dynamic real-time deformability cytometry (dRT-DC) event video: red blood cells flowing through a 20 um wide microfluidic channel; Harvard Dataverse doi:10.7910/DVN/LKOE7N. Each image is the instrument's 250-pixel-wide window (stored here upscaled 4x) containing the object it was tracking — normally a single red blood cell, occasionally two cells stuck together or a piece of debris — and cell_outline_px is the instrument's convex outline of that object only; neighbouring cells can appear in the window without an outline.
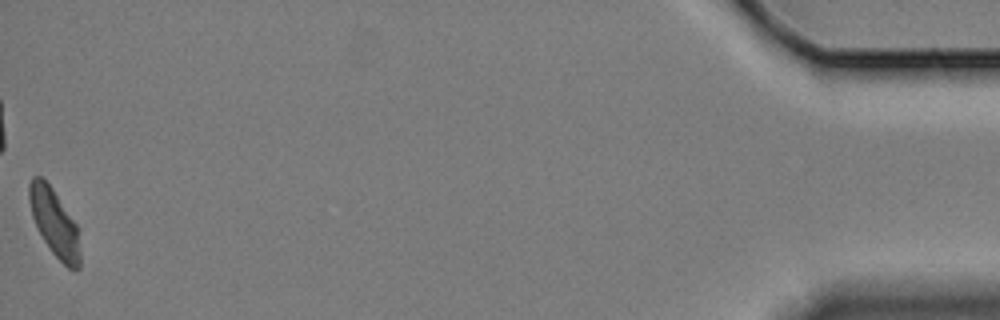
{"species": "Egyptian fruit bat (a non-hibernating species)", "species_latin": "Rousettus aegyptiacus", "temperature_condition": "cold", "stored_images_in_passage": 59, "camera_frame_rate_fps": 3000, "um_per_image_px": 0.085, "animal": {"sex": "female"}, "frame": {"image": 1, "passage_image": 59, "time_ms": 19.333, "image_size_px": [1000, 320], "cell_outline_px": [[80, 268], [76, 272], [68, 268], [52, 252], [44, 240], [32, 216], [28, 200], [28, 184], [32, 176], [40, 176], [52, 188], [80, 228]], "centroid_in_image_um": [4.66, 18.95], "position_along_channel_um": 430.5, "area_um2": 20.23}, "authors_computed_cell_mechanics": {"area_um2": 21.675, "velocity_mm_per_s": 3.2995, "shape_relaxation_time_tau1_ms": 5.5139, "shape_relaxation_time_tau2_ms": 2.4762, "deformation_change_tau1": 0.1464, "deformation_change_tau2": 0.0666}}